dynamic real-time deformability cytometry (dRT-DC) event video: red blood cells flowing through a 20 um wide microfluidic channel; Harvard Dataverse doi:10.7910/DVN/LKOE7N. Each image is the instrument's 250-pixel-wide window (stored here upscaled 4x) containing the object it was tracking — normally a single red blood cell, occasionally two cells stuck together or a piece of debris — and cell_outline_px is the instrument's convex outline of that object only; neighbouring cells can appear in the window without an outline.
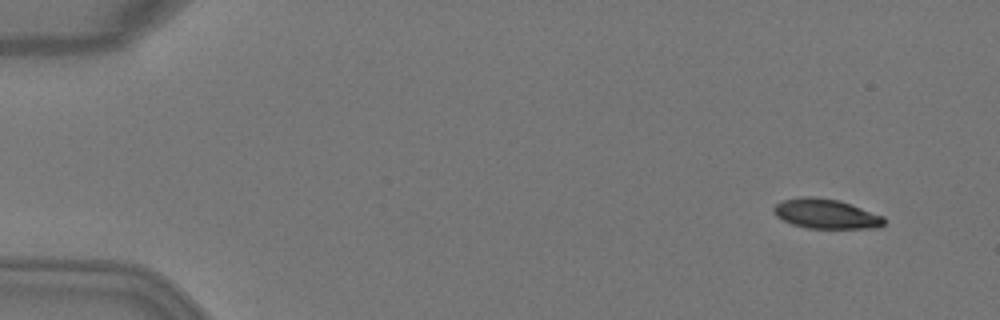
{"species": "Egyptian fruit bat (a non-hibernating species)", "species_latin": "Rousettus aegyptiacus", "temperature_condition": "warm", "stored_images_in_passage": 4, "camera_frame_rate_fps": 3000, "um_per_image_px": 0.085, "animal": {"sex": "female"}, "frame": {"image": 1, "passage_image": 1, "time_ms": 0.0, "image_size_px": [1000, 320], "cell_outline_px": [[888, 220], [880, 228], [808, 228], [792, 224], [776, 216], [772, 212], [772, 208], [780, 200], [800, 196], [816, 196], [840, 200], [884, 216]], "centroid_in_image_um": [70.21, 18.16], "position_along_channel_um": 14.8, "area_um2": 19.48}}
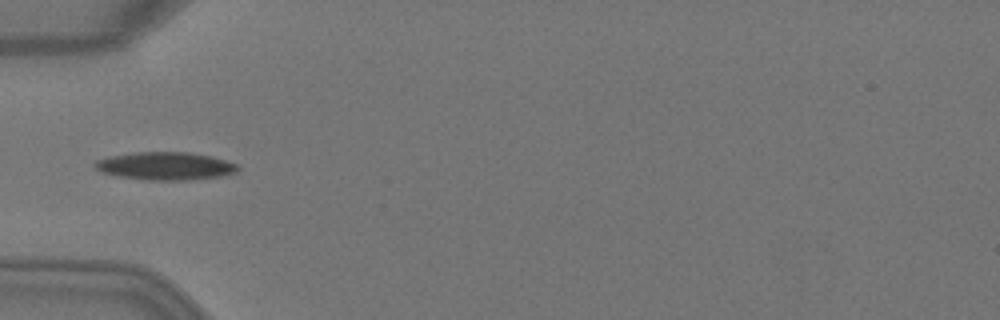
{"frame": {"image": 2, "passage_image": 4, "time_ms": 1.0, "image_size_px": [1000, 320], "cell_outline_px": [[240, 168], [236, 172], [220, 176], [188, 180], [148, 180], [120, 176], [100, 172], [92, 164], [96, 160], [112, 156], [132, 152], [188, 152], [212, 156], [236, 164]], "centroid_in_image_um": [14.04, 14.1], "position_along_channel_um": 71.0, "area_um2": 23.12}}